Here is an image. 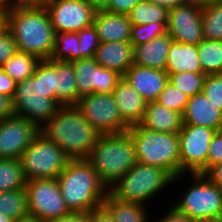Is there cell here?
I'll use <instances>...</instances> for the list:
<instances>
[{
    "mask_svg": "<svg viewBox=\"0 0 222 222\" xmlns=\"http://www.w3.org/2000/svg\"><path fill=\"white\" fill-rule=\"evenodd\" d=\"M7 29L19 51L39 60L52 56L55 31L44 5L14 7L7 13Z\"/></svg>",
    "mask_w": 222,
    "mask_h": 222,
    "instance_id": "1",
    "label": "cell"
},
{
    "mask_svg": "<svg viewBox=\"0 0 222 222\" xmlns=\"http://www.w3.org/2000/svg\"><path fill=\"white\" fill-rule=\"evenodd\" d=\"M40 132L71 159H86L100 136L75 105L60 106Z\"/></svg>",
    "mask_w": 222,
    "mask_h": 222,
    "instance_id": "2",
    "label": "cell"
},
{
    "mask_svg": "<svg viewBox=\"0 0 222 222\" xmlns=\"http://www.w3.org/2000/svg\"><path fill=\"white\" fill-rule=\"evenodd\" d=\"M57 180L70 212L88 213L100 207L108 192L86 159H71Z\"/></svg>",
    "mask_w": 222,
    "mask_h": 222,
    "instance_id": "3",
    "label": "cell"
},
{
    "mask_svg": "<svg viewBox=\"0 0 222 222\" xmlns=\"http://www.w3.org/2000/svg\"><path fill=\"white\" fill-rule=\"evenodd\" d=\"M86 160L108 189L138 162L128 132L100 135Z\"/></svg>",
    "mask_w": 222,
    "mask_h": 222,
    "instance_id": "4",
    "label": "cell"
},
{
    "mask_svg": "<svg viewBox=\"0 0 222 222\" xmlns=\"http://www.w3.org/2000/svg\"><path fill=\"white\" fill-rule=\"evenodd\" d=\"M127 132L133 140L138 162L161 167L173 177L180 175L178 133L156 132L140 124L130 126Z\"/></svg>",
    "mask_w": 222,
    "mask_h": 222,
    "instance_id": "5",
    "label": "cell"
},
{
    "mask_svg": "<svg viewBox=\"0 0 222 222\" xmlns=\"http://www.w3.org/2000/svg\"><path fill=\"white\" fill-rule=\"evenodd\" d=\"M184 175L173 177L161 167L137 162L108 191L119 200L145 205L148 199L154 198L167 188L168 184L181 180Z\"/></svg>",
    "mask_w": 222,
    "mask_h": 222,
    "instance_id": "6",
    "label": "cell"
},
{
    "mask_svg": "<svg viewBox=\"0 0 222 222\" xmlns=\"http://www.w3.org/2000/svg\"><path fill=\"white\" fill-rule=\"evenodd\" d=\"M15 115L23 117L40 128L50 120L61 106L42 87V60L37 64L34 74L16 83L12 96Z\"/></svg>",
    "mask_w": 222,
    "mask_h": 222,
    "instance_id": "7",
    "label": "cell"
},
{
    "mask_svg": "<svg viewBox=\"0 0 222 222\" xmlns=\"http://www.w3.org/2000/svg\"><path fill=\"white\" fill-rule=\"evenodd\" d=\"M191 186L179 196L174 207L196 222L222 219V188L210 183L202 174H191Z\"/></svg>",
    "mask_w": 222,
    "mask_h": 222,
    "instance_id": "8",
    "label": "cell"
},
{
    "mask_svg": "<svg viewBox=\"0 0 222 222\" xmlns=\"http://www.w3.org/2000/svg\"><path fill=\"white\" fill-rule=\"evenodd\" d=\"M71 158L41 132L21 156L25 179L57 178Z\"/></svg>",
    "mask_w": 222,
    "mask_h": 222,
    "instance_id": "9",
    "label": "cell"
},
{
    "mask_svg": "<svg viewBox=\"0 0 222 222\" xmlns=\"http://www.w3.org/2000/svg\"><path fill=\"white\" fill-rule=\"evenodd\" d=\"M25 191L30 217L52 222L70 213L57 178L28 180Z\"/></svg>",
    "mask_w": 222,
    "mask_h": 222,
    "instance_id": "10",
    "label": "cell"
},
{
    "mask_svg": "<svg viewBox=\"0 0 222 222\" xmlns=\"http://www.w3.org/2000/svg\"><path fill=\"white\" fill-rule=\"evenodd\" d=\"M75 106L100 135L123 133L130 128L121 118L112 94L84 95Z\"/></svg>",
    "mask_w": 222,
    "mask_h": 222,
    "instance_id": "11",
    "label": "cell"
},
{
    "mask_svg": "<svg viewBox=\"0 0 222 222\" xmlns=\"http://www.w3.org/2000/svg\"><path fill=\"white\" fill-rule=\"evenodd\" d=\"M216 132L205 126L183 124L178 133L180 175L203 174L207 170L209 145Z\"/></svg>",
    "mask_w": 222,
    "mask_h": 222,
    "instance_id": "12",
    "label": "cell"
},
{
    "mask_svg": "<svg viewBox=\"0 0 222 222\" xmlns=\"http://www.w3.org/2000/svg\"><path fill=\"white\" fill-rule=\"evenodd\" d=\"M55 32H79L93 25L96 11L88 0H45Z\"/></svg>",
    "mask_w": 222,
    "mask_h": 222,
    "instance_id": "13",
    "label": "cell"
},
{
    "mask_svg": "<svg viewBox=\"0 0 222 222\" xmlns=\"http://www.w3.org/2000/svg\"><path fill=\"white\" fill-rule=\"evenodd\" d=\"M71 63L75 72L78 100L91 93L112 94L122 78L118 72L100 66L94 58H82Z\"/></svg>",
    "mask_w": 222,
    "mask_h": 222,
    "instance_id": "14",
    "label": "cell"
},
{
    "mask_svg": "<svg viewBox=\"0 0 222 222\" xmlns=\"http://www.w3.org/2000/svg\"><path fill=\"white\" fill-rule=\"evenodd\" d=\"M40 134V127L14 115L0 120V158L21 159L24 150Z\"/></svg>",
    "mask_w": 222,
    "mask_h": 222,
    "instance_id": "15",
    "label": "cell"
},
{
    "mask_svg": "<svg viewBox=\"0 0 222 222\" xmlns=\"http://www.w3.org/2000/svg\"><path fill=\"white\" fill-rule=\"evenodd\" d=\"M167 33L174 42L198 45L204 39L202 6L190 1L168 10Z\"/></svg>",
    "mask_w": 222,
    "mask_h": 222,
    "instance_id": "16",
    "label": "cell"
},
{
    "mask_svg": "<svg viewBox=\"0 0 222 222\" xmlns=\"http://www.w3.org/2000/svg\"><path fill=\"white\" fill-rule=\"evenodd\" d=\"M147 101H155L168 82L164 70L133 64L122 76Z\"/></svg>",
    "mask_w": 222,
    "mask_h": 222,
    "instance_id": "17",
    "label": "cell"
},
{
    "mask_svg": "<svg viewBox=\"0 0 222 222\" xmlns=\"http://www.w3.org/2000/svg\"><path fill=\"white\" fill-rule=\"evenodd\" d=\"M123 121L130 127L143 118L147 101L125 80H119L112 93Z\"/></svg>",
    "mask_w": 222,
    "mask_h": 222,
    "instance_id": "18",
    "label": "cell"
},
{
    "mask_svg": "<svg viewBox=\"0 0 222 222\" xmlns=\"http://www.w3.org/2000/svg\"><path fill=\"white\" fill-rule=\"evenodd\" d=\"M182 117L183 124L205 126L215 131L222 129L221 110L214 107L202 92L189 98Z\"/></svg>",
    "mask_w": 222,
    "mask_h": 222,
    "instance_id": "19",
    "label": "cell"
},
{
    "mask_svg": "<svg viewBox=\"0 0 222 222\" xmlns=\"http://www.w3.org/2000/svg\"><path fill=\"white\" fill-rule=\"evenodd\" d=\"M93 26L100 42H131L132 24L127 15L112 13L107 10L95 13Z\"/></svg>",
    "mask_w": 222,
    "mask_h": 222,
    "instance_id": "20",
    "label": "cell"
},
{
    "mask_svg": "<svg viewBox=\"0 0 222 222\" xmlns=\"http://www.w3.org/2000/svg\"><path fill=\"white\" fill-rule=\"evenodd\" d=\"M133 54L131 42H100L93 58L100 66L123 76L134 64Z\"/></svg>",
    "mask_w": 222,
    "mask_h": 222,
    "instance_id": "21",
    "label": "cell"
},
{
    "mask_svg": "<svg viewBox=\"0 0 222 222\" xmlns=\"http://www.w3.org/2000/svg\"><path fill=\"white\" fill-rule=\"evenodd\" d=\"M139 124L156 132L179 133L183 126V117L181 113L156 101H149Z\"/></svg>",
    "mask_w": 222,
    "mask_h": 222,
    "instance_id": "22",
    "label": "cell"
},
{
    "mask_svg": "<svg viewBox=\"0 0 222 222\" xmlns=\"http://www.w3.org/2000/svg\"><path fill=\"white\" fill-rule=\"evenodd\" d=\"M172 42L173 39L166 33L147 43L134 46V64L165 71Z\"/></svg>",
    "mask_w": 222,
    "mask_h": 222,
    "instance_id": "23",
    "label": "cell"
},
{
    "mask_svg": "<svg viewBox=\"0 0 222 222\" xmlns=\"http://www.w3.org/2000/svg\"><path fill=\"white\" fill-rule=\"evenodd\" d=\"M198 57V45L173 41L168 51L165 71L168 74L182 71L202 72Z\"/></svg>",
    "mask_w": 222,
    "mask_h": 222,
    "instance_id": "24",
    "label": "cell"
},
{
    "mask_svg": "<svg viewBox=\"0 0 222 222\" xmlns=\"http://www.w3.org/2000/svg\"><path fill=\"white\" fill-rule=\"evenodd\" d=\"M56 72V101L61 106L76 105L78 90L75 83V72L71 62L48 59Z\"/></svg>",
    "mask_w": 222,
    "mask_h": 222,
    "instance_id": "25",
    "label": "cell"
},
{
    "mask_svg": "<svg viewBox=\"0 0 222 222\" xmlns=\"http://www.w3.org/2000/svg\"><path fill=\"white\" fill-rule=\"evenodd\" d=\"M102 205L111 213L115 222H148L146 205L119 200L109 191Z\"/></svg>",
    "mask_w": 222,
    "mask_h": 222,
    "instance_id": "26",
    "label": "cell"
},
{
    "mask_svg": "<svg viewBox=\"0 0 222 222\" xmlns=\"http://www.w3.org/2000/svg\"><path fill=\"white\" fill-rule=\"evenodd\" d=\"M37 57L26 52L17 51L2 66V69L16 82L30 78L40 62Z\"/></svg>",
    "mask_w": 222,
    "mask_h": 222,
    "instance_id": "27",
    "label": "cell"
},
{
    "mask_svg": "<svg viewBox=\"0 0 222 222\" xmlns=\"http://www.w3.org/2000/svg\"><path fill=\"white\" fill-rule=\"evenodd\" d=\"M198 55L203 73H222V40L203 39L198 44Z\"/></svg>",
    "mask_w": 222,
    "mask_h": 222,
    "instance_id": "28",
    "label": "cell"
},
{
    "mask_svg": "<svg viewBox=\"0 0 222 222\" xmlns=\"http://www.w3.org/2000/svg\"><path fill=\"white\" fill-rule=\"evenodd\" d=\"M26 181L19 159L0 158V192L24 189Z\"/></svg>",
    "mask_w": 222,
    "mask_h": 222,
    "instance_id": "29",
    "label": "cell"
},
{
    "mask_svg": "<svg viewBox=\"0 0 222 222\" xmlns=\"http://www.w3.org/2000/svg\"><path fill=\"white\" fill-rule=\"evenodd\" d=\"M0 213L14 221L28 217L25 188L16 191L0 192Z\"/></svg>",
    "mask_w": 222,
    "mask_h": 222,
    "instance_id": "30",
    "label": "cell"
},
{
    "mask_svg": "<svg viewBox=\"0 0 222 222\" xmlns=\"http://www.w3.org/2000/svg\"><path fill=\"white\" fill-rule=\"evenodd\" d=\"M50 59L66 62L78 60V32H55L54 50Z\"/></svg>",
    "mask_w": 222,
    "mask_h": 222,
    "instance_id": "31",
    "label": "cell"
},
{
    "mask_svg": "<svg viewBox=\"0 0 222 222\" xmlns=\"http://www.w3.org/2000/svg\"><path fill=\"white\" fill-rule=\"evenodd\" d=\"M127 17L132 25L168 22V10L147 0H142L127 14Z\"/></svg>",
    "mask_w": 222,
    "mask_h": 222,
    "instance_id": "32",
    "label": "cell"
},
{
    "mask_svg": "<svg viewBox=\"0 0 222 222\" xmlns=\"http://www.w3.org/2000/svg\"><path fill=\"white\" fill-rule=\"evenodd\" d=\"M202 31L205 40H222V2L202 7Z\"/></svg>",
    "mask_w": 222,
    "mask_h": 222,
    "instance_id": "33",
    "label": "cell"
},
{
    "mask_svg": "<svg viewBox=\"0 0 222 222\" xmlns=\"http://www.w3.org/2000/svg\"><path fill=\"white\" fill-rule=\"evenodd\" d=\"M205 77L206 74L203 72L182 71L168 74V81L190 98L202 92Z\"/></svg>",
    "mask_w": 222,
    "mask_h": 222,
    "instance_id": "34",
    "label": "cell"
},
{
    "mask_svg": "<svg viewBox=\"0 0 222 222\" xmlns=\"http://www.w3.org/2000/svg\"><path fill=\"white\" fill-rule=\"evenodd\" d=\"M168 22H151L143 25H132L131 27V43L136 46L147 43L156 37L167 33Z\"/></svg>",
    "mask_w": 222,
    "mask_h": 222,
    "instance_id": "35",
    "label": "cell"
},
{
    "mask_svg": "<svg viewBox=\"0 0 222 222\" xmlns=\"http://www.w3.org/2000/svg\"><path fill=\"white\" fill-rule=\"evenodd\" d=\"M188 100L189 97L183 93V91L168 81L155 101L169 109L183 114Z\"/></svg>",
    "mask_w": 222,
    "mask_h": 222,
    "instance_id": "36",
    "label": "cell"
},
{
    "mask_svg": "<svg viewBox=\"0 0 222 222\" xmlns=\"http://www.w3.org/2000/svg\"><path fill=\"white\" fill-rule=\"evenodd\" d=\"M79 59L93 58L100 44L96 28L92 25L78 32Z\"/></svg>",
    "mask_w": 222,
    "mask_h": 222,
    "instance_id": "37",
    "label": "cell"
},
{
    "mask_svg": "<svg viewBox=\"0 0 222 222\" xmlns=\"http://www.w3.org/2000/svg\"><path fill=\"white\" fill-rule=\"evenodd\" d=\"M202 93L222 112V73L207 74L204 80Z\"/></svg>",
    "mask_w": 222,
    "mask_h": 222,
    "instance_id": "38",
    "label": "cell"
},
{
    "mask_svg": "<svg viewBox=\"0 0 222 222\" xmlns=\"http://www.w3.org/2000/svg\"><path fill=\"white\" fill-rule=\"evenodd\" d=\"M42 87L49 93V98L56 100V72L55 66L49 60H42Z\"/></svg>",
    "mask_w": 222,
    "mask_h": 222,
    "instance_id": "39",
    "label": "cell"
},
{
    "mask_svg": "<svg viewBox=\"0 0 222 222\" xmlns=\"http://www.w3.org/2000/svg\"><path fill=\"white\" fill-rule=\"evenodd\" d=\"M18 51L16 42L8 29L0 34V68Z\"/></svg>",
    "mask_w": 222,
    "mask_h": 222,
    "instance_id": "40",
    "label": "cell"
},
{
    "mask_svg": "<svg viewBox=\"0 0 222 222\" xmlns=\"http://www.w3.org/2000/svg\"><path fill=\"white\" fill-rule=\"evenodd\" d=\"M222 162V131H217L209 145L207 169Z\"/></svg>",
    "mask_w": 222,
    "mask_h": 222,
    "instance_id": "41",
    "label": "cell"
},
{
    "mask_svg": "<svg viewBox=\"0 0 222 222\" xmlns=\"http://www.w3.org/2000/svg\"><path fill=\"white\" fill-rule=\"evenodd\" d=\"M142 0H110L107 11L127 15Z\"/></svg>",
    "mask_w": 222,
    "mask_h": 222,
    "instance_id": "42",
    "label": "cell"
},
{
    "mask_svg": "<svg viewBox=\"0 0 222 222\" xmlns=\"http://www.w3.org/2000/svg\"><path fill=\"white\" fill-rule=\"evenodd\" d=\"M87 218L88 222H115L111 213L103 205L90 210Z\"/></svg>",
    "mask_w": 222,
    "mask_h": 222,
    "instance_id": "43",
    "label": "cell"
},
{
    "mask_svg": "<svg viewBox=\"0 0 222 222\" xmlns=\"http://www.w3.org/2000/svg\"><path fill=\"white\" fill-rule=\"evenodd\" d=\"M169 209L165 214L159 218V221L156 222H196L190 216L179 212L173 205L170 206Z\"/></svg>",
    "mask_w": 222,
    "mask_h": 222,
    "instance_id": "44",
    "label": "cell"
},
{
    "mask_svg": "<svg viewBox=\"0 0 222 222\" xmlns=\"http://www.w3.org/2000/svg\"><path fill=\"white\" fill-rule=\"evenodd\" d=\"M16 81L13 80L5 71L0 68V94H4L12 98L15 88Z\"/></svg>",
    "mask_w": 222,
    "mask_h": 222,
    "instance_id": "45",
    "label": "cell"
},
{
    "mask_svg": "<svg viewBox=\"0 0 222 222\" xmlns=\"http://www.w3.org/2000/svg\"><path fill=\"white\" fill-rule=\"evenodd\" d=\"M202 175L210 183L222 188V162L209 167Z\"/></svg>",
    "mask_w": 222,
    "mask_h": 222,
    "instance_id": "46",
    "label": "cell"
},
{
    "mask_svg": "<svg viewBox=\"0 0 222 222\" xmlns=\"http://www.w3.org/2000/svg\"><path fill=\"white\" fill-rule=\"evenodd\" d=\"M14 115L12 98L4 94H0V120Z\"/></svg>",
    "mask_w": 222,
    "mask_h": 222,
    "instance_id": "47",
    "label": "cell"
},
{
    "mask_svg": "<svg viewBox=\"0 0 222 222\" xmlns=\"http://www.w3.org/2000/svg\"><path fill=\"white\" fill-rule=\"evenodd\" d=\"M52 222H88V218L87 213L70 212L69 214Z\"/></svg>",
    "mask_w": 222,
    "mask_h": 222,
    "instance_id": "48",
    "label": "cell"
},
{
    "mask_svg": "<svg viewBox=\"0 0 222 222\" xmlns=\"http://www.w3.org/2000/svg\"><path fill=\"white\" fill-rule=\"evenodd\" d=\"M147 1L156 4L158 6L164 7L167 10H170L177 6L185 5L190 2V0H147Z\"/></svg>",
    "mask_w": 222,
    "mask_h": 222,
    "instance_id": "49",
    "label": "cell"
},
{
    "mask_svg": "<svg viewBox=\"0 0 222 222\" xmlns=\"http://www.w3.org/2000/svg\"><path fill=\"white\" fill-rule=\"evenodd\" d=\"M109 2L110 0H88V3L96 12L106 10Z\"/></svg>",
    "mask_w": 222,
    "mask_h": 222,
    "instance_id": "50",
    "label": "cell"
},
{
    "mask_svg": "<svg viewBox=\"0 0 222 222\" xmlns=\"http://www.w3.org/2000/svg\"><path fill=\"white\" fill-rule=\"evenodd\" d=\"M45 0H13L14 6H40Z\"/></svg>",
    "mask_w": 222,
    "mask_h": 222,
    "instance_id": "51",
    "label": "cell"
},
{
    "mask_svg": "<svg viewBox=\"0 0 222 222\" xmlns=\"http://www.w3.org/2000/svg\"><path fill=\"white\" fill-rule=\"evenodd\" d=\"M14 7L13 0H0V11L8 13Z\"/></svg>",
    "mask_w": 222,
    "mask_h": 222,
    "instance_id": "52",
    "label": "cell"
},
{
    "mask_svg": "<svg viewBox=\"0 0 222 222\" xmlns=\"http://www.w3.org/2000/svg\"><path fill=\"white\" fill-rule=\"evenodd\" d=\"M7 29V13L0 11V34Z\"/></svg>",
    "mask_w": 222,
    "mask_h": 222,
    "instance_id": "53",
    "label": "cell"
},
{
    "mask_svg": "<svg viewBox=\"0 0 222 222\" xmlns=\"http://www.w3.org/2000/svg\"><path fill=\"white\" fill-rule=\"evenodd\" d=\"M190 1L201 5L202 7L206 5L222 2V0H190Z\"/></svg>",
    "mask_w": 222,
    "mask_h": 222,
    "instance_id": "54",
    "label": "cell"
},
{
    "mask_svg": "<svg viewBox=\"0 0 222 222\" xmlns=\"http://www.w3.org/2000/svg\"><path fill=\"white\" fill-rule=\"evenodd\" d=\"M15 222H44V221H41V220L36 219V218H34V217L28 216V217H26V218L20 219V220L15 221Z\"/></svg>",
    "mask_w": 222,
    "mask_h": 222,
    "instance_id": "55",
    "label": "cell"
},
{
    "mask_svg": "<svg viewBox=\"0 0 222 222\" xmlns=\"http://www.w3.org/2000/svg\"><path fill=\"white\" fill-rule=\"evenodd\" d=\"M0 222H15V221L10 217L0 213Z\"/></svg>",
    "mask_w": 222,
    "mask_h": 222,
    "instance_id": "56",
    "label": "cell"
},
{
    "mask_svg": "<svg viewBox=\"0 0 222 222\" xmlns=\"http://www.w3.org/2000/svg\"><path fill=\"white\" fill-rule=\"evenodd\" d=\"M198 222H222V219H218V220H206V221H198Z\"/></svg>",
    "mask_w": 222,
    "mask_h": 222,
    "instance_id": "57",
    "label": "cell"
}]
</instances>
